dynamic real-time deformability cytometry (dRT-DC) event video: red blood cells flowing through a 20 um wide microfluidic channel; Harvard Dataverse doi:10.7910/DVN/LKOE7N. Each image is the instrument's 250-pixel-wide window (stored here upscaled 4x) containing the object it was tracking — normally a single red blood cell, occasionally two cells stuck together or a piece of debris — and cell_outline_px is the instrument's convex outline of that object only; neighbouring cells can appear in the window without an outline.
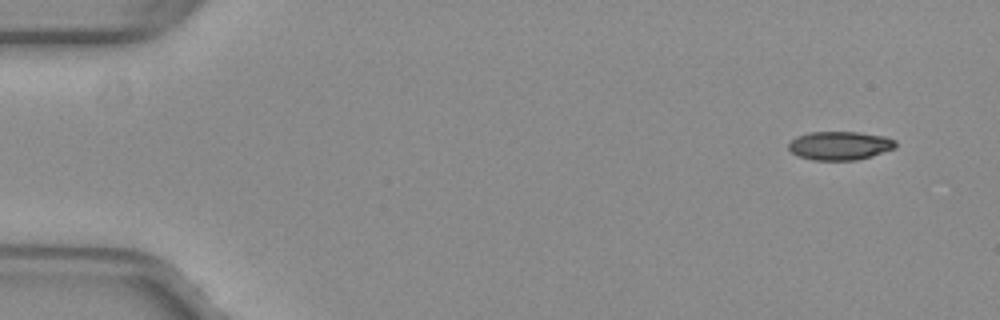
{"species": "common noctule bat (a hibernating species)", "species_latin": "Nyctalus noctula", "temperature_condition": "warm", "stored_images_in_passage": 49, "camera_frame_rate_fps": 3000, "um_per_image_px": 0.085, "animal": {"sex": "female", "body_mass_g": 29.2, "forearm_length_mm": 56.3}, "frame": {"image": 1, "passage_image": 1, "time_ms": 0.0, "image_size_px": [1000, 320], "cell_outline_px": [[896, 148], [872, 156], [856, 160], [816, 160], [800, 156], [792, 152], [788, 148], [788, 144], [796, 136], [808, 132], [860, 132], [884, 136], [896, 140]], "centroid_in_image_um": [71.41, 12.37], "position_along_channel_um": 13.6, "area_um2": 17.86}}
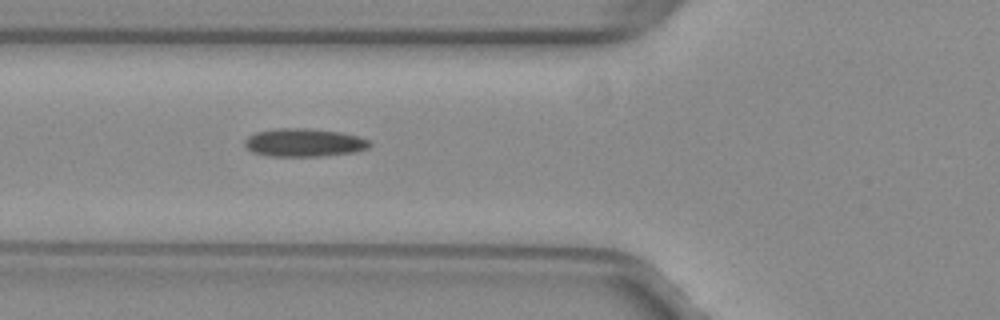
{"frame": {"image": 2, "passage_image": 17, "time_ms": 5.333, "image_size_px": [1000, 320], "cell_outline_px": [[372, 144], [368, 148], [356, 152], [324, 156], [268, 156], [252, 152], [244, 144], [244, 140], [248, 136], [256, 132], [280, 128], [304, 128], [340, 132], [372, 140]], "centroid_in_image_um": [25.87, 12.13], "position_along_channel_um": 99.9, "area_um2": 20.58}}
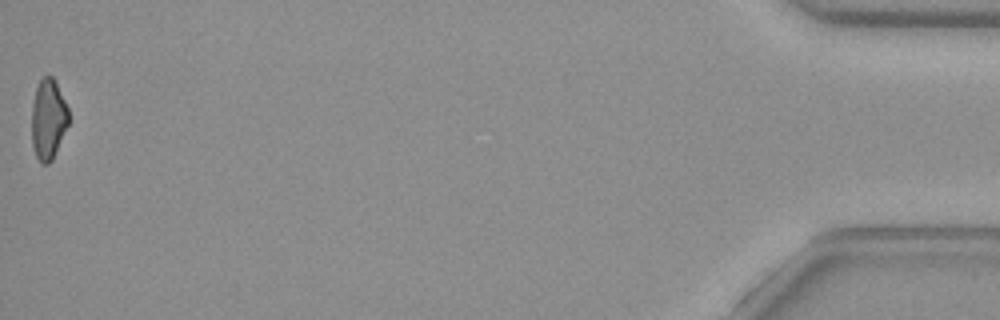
{"frame": {"image": 3, "passage_image": 49, "time_ms": 16.0, "image_size_px": [1000, 320], "cell_outline_px": [[68, 124], [52, 160], [48, 164], [40, 164], [36, 156], [32, 144], [32, 104], [36, 88], [40, 80], [44, 76], [52, 76], [56, 80], [68, 108]], "centroid_in_image_um": [4.09, 10.13], "position_along_channel_um": 431.1, "area_um2": 17.28}, "authors_computed_cell_mechanics": {"area_um2": 19.2474, "velocity_mm_per_s": 4.0492, "shape_relaxation_time_tau1_ms": null, "shape_relaxation_time_tau2_ms": 5.5032, "deformation_change_tau1": null, "deformation_change_tau2": 0.1452}}